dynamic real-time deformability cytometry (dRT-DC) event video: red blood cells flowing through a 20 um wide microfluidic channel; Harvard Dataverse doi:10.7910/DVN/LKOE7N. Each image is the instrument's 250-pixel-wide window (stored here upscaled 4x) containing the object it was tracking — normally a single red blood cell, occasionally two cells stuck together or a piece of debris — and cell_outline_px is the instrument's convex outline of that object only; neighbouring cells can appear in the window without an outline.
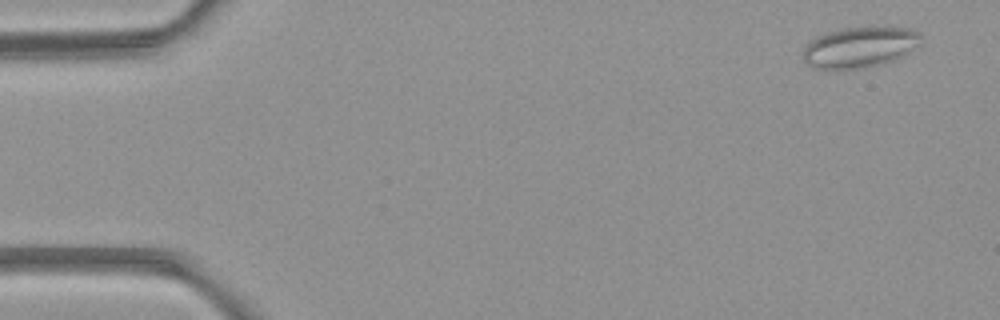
{"species": "common noctule bat (a hibernating species)", "species_latin": "Nyctalus noctula", "temperature_condition": "room temperature", "stored_images_in_passage": 4, "camera_frame_rate_fps": 3000, "um_per_image_px": 0.085, "animal": {"sex": "female", "body_mass_g": 21.9}, "frame": {"image": 1, "passage_image": 1, "time_ms": 0.0, "image_size_px": [1000, 320], "cell_outline_px": [[920, 44], [900, 56], [892, 60], [880, 64], [864, 68], [812, 68], [804, 60], [804, 48], [816, 36], [828, 32], [844, 28], [872, 24], [888, 24], [908, 28], [920, 32]], "centroid_in_image_um": [73.12, 3.94], "position_along_channel_um": 11.9, "area_um2": 28.38}}